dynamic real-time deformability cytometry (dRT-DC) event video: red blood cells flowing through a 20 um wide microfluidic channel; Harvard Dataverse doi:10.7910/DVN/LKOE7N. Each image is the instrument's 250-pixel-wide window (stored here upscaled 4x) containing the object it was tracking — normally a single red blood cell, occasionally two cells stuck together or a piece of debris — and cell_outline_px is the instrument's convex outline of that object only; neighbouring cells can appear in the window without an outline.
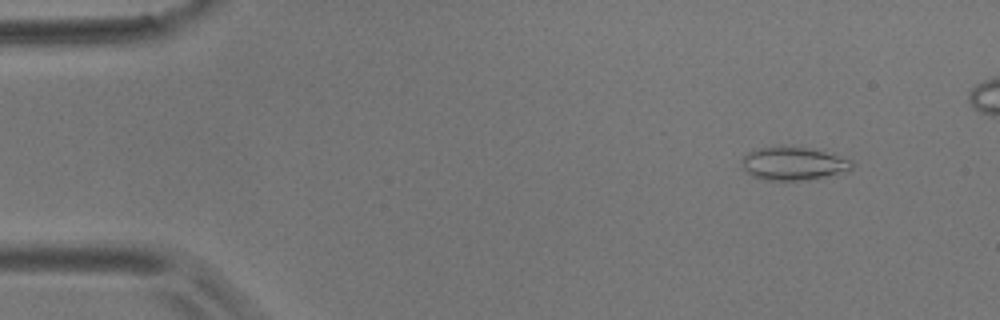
{"species": "common noctule bat (a hibernating species)", "species_latin": "Nyctalus noctula", "temperature_condition": "room temperature", "stored_images_in_passage": 46, "camera_frame_rate_fps": 3000, "um_per_image_px": 0.085, "animal": {"sex": "male", "body_mass_g": 17.9}, "frame": {"image": 1, "passage_image": 1, "time_ms": 0.0, "image_size_px": [1000, 320], "cell_outline_px": [[852, 168], [848, 172], [808, 180], [768, 180], [752, 176], [744, 168], [744, 156], [748, 152], [760, 148], [808, 148], [824, 152], [852, 160]], "centroid_in_image_um": [67.5, 13.94], "position_along_channel_um": 17.5, "area_um2": 20.63}}
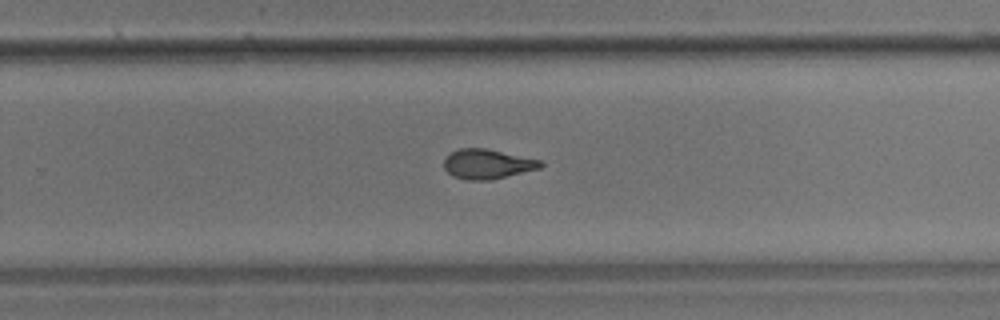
{"frame": {"image": 2, "passage_image": 31, "time_ms": 10.0, "image_size_px": [1000, 320], "cell_outline_px": [[544, 164], [540, 168], [492, 180], [468, 180], [452, 176], [444, 168], [444, 160], [452, 152], [460, 148], [484, 148], [540, 160]], "centroid_in_image_um": [41.42, 13.95], "position_along_channel_um": 288.4, "area_um2": 16.53}}
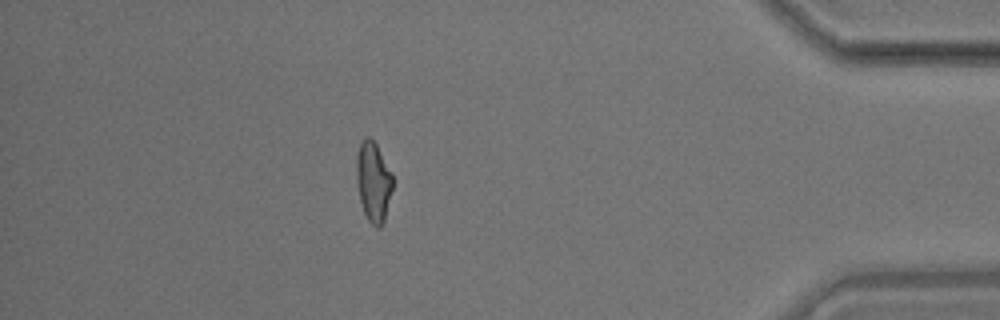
{"frame": {"image": 3, "passage_image": 44, "time_ms": 14.333, "image_size_px": [1000, 320], "cell_outline_px": [[392, 188], [384, 220], [380, 228], [376, 228], [368, 220], [364, 212], [360, 200], [356, 180], [356, 156], [360, 144], [364, 136], [368, 136], [376, 144], [392, 176]], "centroid_in_image_um": [31.7, 15.45], "position_along_channel_um": 403.5, "area_um2": 16.59}}